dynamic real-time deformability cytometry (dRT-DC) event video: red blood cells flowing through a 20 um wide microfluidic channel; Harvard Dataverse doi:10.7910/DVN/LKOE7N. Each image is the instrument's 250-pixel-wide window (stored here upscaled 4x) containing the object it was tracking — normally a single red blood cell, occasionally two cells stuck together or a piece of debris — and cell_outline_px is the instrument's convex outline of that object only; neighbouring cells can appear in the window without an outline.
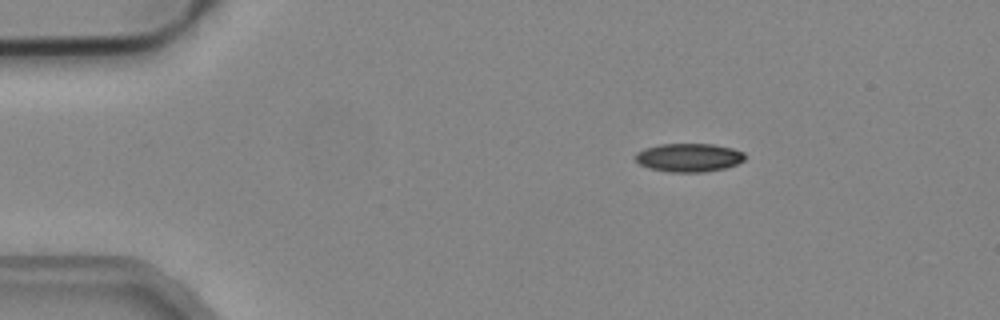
{"species": "common noctule bat (a hibernating species)", "species_latin": "Nyctalus noctula", "temperature_condition": "cold", "stored_images_in_passage": 52, "camera_frame_rate_fps": 3000, "um_per_image_px": 0.085, "animal": {"sex": "male", "body_mass_g": 19.2, "forearm_length_mm": 51.8}, "frame": {"image": 1, "passage_image": 8, "time_ms": 2.333, "image_size_px": [1000, 320], "cell_outline_px": [[748, 156], [744, 160], [736, 164], [724, 168], [704, 172], [668, 172], [648, 168], [640, 164], [636, 160], [636, 152], [644, 148], [660, 144], [712, 144], [732, 148], [744, 152]], "centroid_in_image_um": [58.56, 13.39], "position_along_channel_um": 26.4, "area_um2": 18.26}}
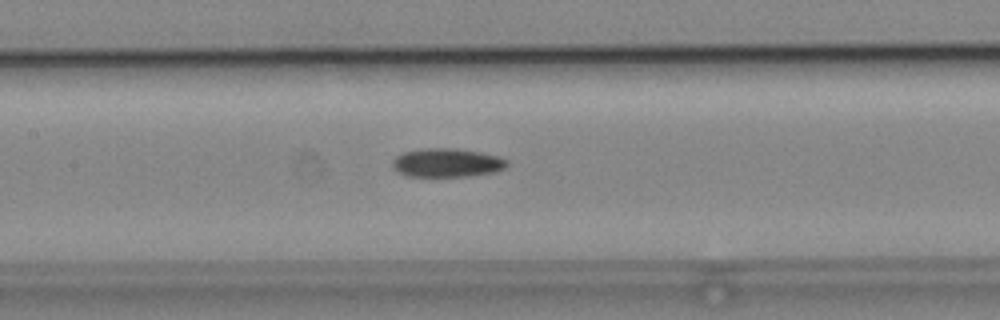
{"frame": {"image": 2, "passage_image": 24, "time_ms": 7.667, "image_size_px": [1000, 320], "cell_outline_px": [[508, 164], [504, 168], [496, 172], [468, 176], [408, 176], [396, 172], [392, 168], [392, 160], [396, 156], [404, 152], [420, 148], [456, 148], [480, 152], [500, 156], [508, 160]], "centroid_in_image_um": [37.98, 13.83], "position_along_channel_um": 169.4, "area_um2": 19.42}}
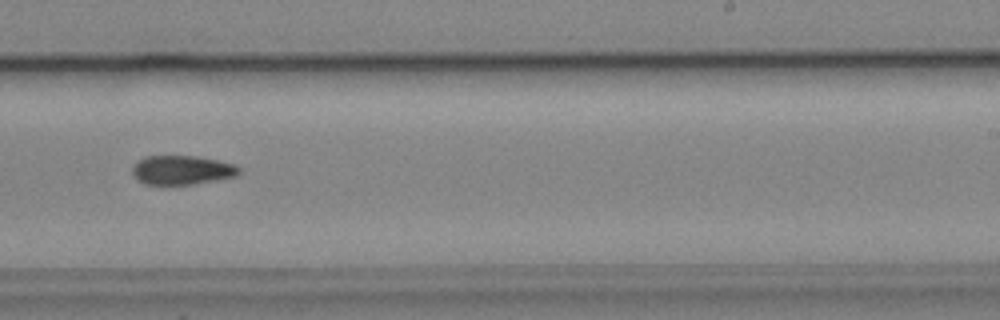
{"frame": {"image": 3, "passage_image": 32, "time_ms": 10.333, "image_size_px": [1000, 320], "cell_outline_px": [[240, 172], [236, 176], [216, 180], [192, 184], [144, 184], [136, 180], [132, 172], [132, 168], [140, 160], [148, 156], [196, 156], [236, 164], [240, 168]], "centroid_in_image_um": [15.48, 14.46], "position_along_channel_um": 273.5, "area_um2": 17.98}}